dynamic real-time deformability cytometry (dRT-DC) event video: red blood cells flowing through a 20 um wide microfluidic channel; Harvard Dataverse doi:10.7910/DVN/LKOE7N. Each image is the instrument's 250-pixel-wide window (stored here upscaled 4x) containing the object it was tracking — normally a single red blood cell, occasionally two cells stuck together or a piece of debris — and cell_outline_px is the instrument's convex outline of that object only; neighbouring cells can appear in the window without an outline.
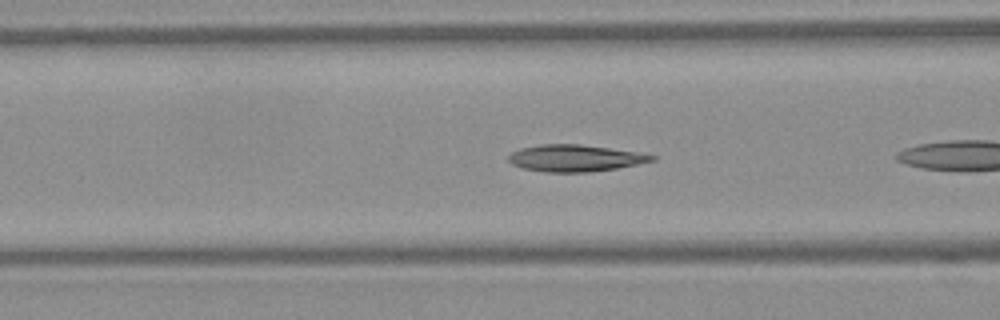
{"species": "Egyptian fruit bat (a non-hibernating species)", "species_latin": "Rousettus aegyptiacus", "temperature_condition": "warm", "stored_images_in_passage": 5, "camera_frame_rate_fps": 3000, "um_per_image_px": 0.085, "frame": {"image": 1, "passage_image": 4, "time_ms": 1.0, "image_size_px": [1000, 320], "cell_outline_px": [[656, 160], [616, 168], [588, 172], [544, 172], [524, 168], [512, 164], [508, 160], [508, 156], [512, 152], [520, 148], [540, 144], [580, 144], [636, 152], [656, 156]], "centroid_in_image_um": [48.84, 13.44], "position_along_channel_um": 117.8, "area_um2": 22.14}}